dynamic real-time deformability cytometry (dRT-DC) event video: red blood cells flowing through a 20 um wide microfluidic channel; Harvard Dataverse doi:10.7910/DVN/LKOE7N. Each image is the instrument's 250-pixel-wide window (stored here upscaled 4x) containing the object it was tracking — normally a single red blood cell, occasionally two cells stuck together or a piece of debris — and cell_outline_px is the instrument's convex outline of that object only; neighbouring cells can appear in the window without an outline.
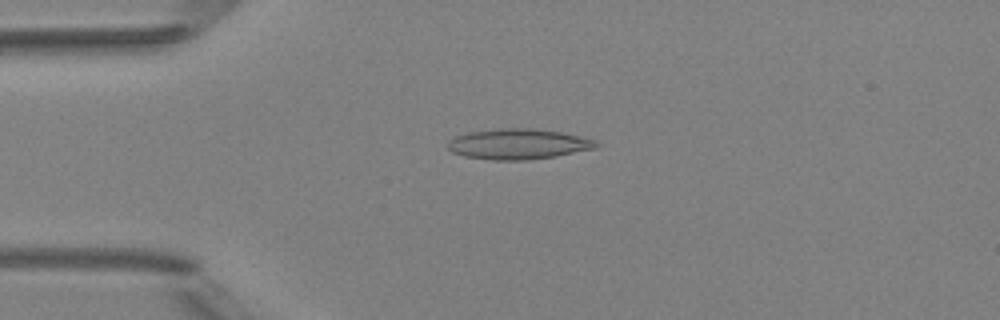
{"species": "Egyptian fruit bat (a non-hibernating species)", "species_latin": "Rousettus aegyptiacus", "temperature_condition": "room temperature", "stored_images_in_passage": 40, "camera_frame_rate_fps": 3000, "um_per_image_px": 0.085, "animal": {"sex": "female"}, "frame": {"image": 1, "passage_image": 3, "time_ms": 0.667, "image_size_px": [1000, 320], "cell_outline_px": [[600, 144], [596, 148], [556, 156], [528, 160], [492, 160], [464, 156], [452, 152], [448, 148], [448, 144], [456, 136], [468, 132], [496, 128], [532, 128], [560, 132], [580, 136], [596, 140]], "centroid_in_image_um": [44.07, 12.24], "position_along_channel_um": 40.9, "area_um2": 26.36}}
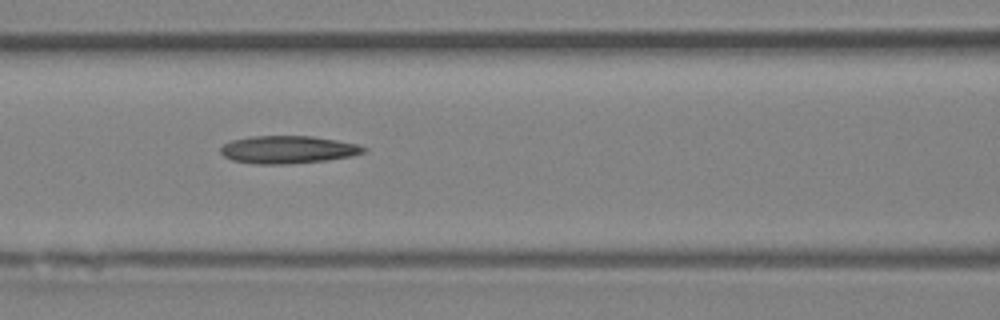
{"frame": {"image": 2, "passage_image": 12, "time_ms": 3.667, "image_size_px": [1000, 320], "cell_outline_px": [[368, 148], [364, 152], [352, 156], [328, 160], [288, 164], [256, 164], [232, 160], [224, 156], [220, 152], [220, 148], [224, 144], [232, 140], [252, 136], [312, 136], [336, 140], [356, 144]], "centroid_in_image_um": [24.47, 12.72], "position_along_channel_um": 142.1, "area_um2": 23.06}}
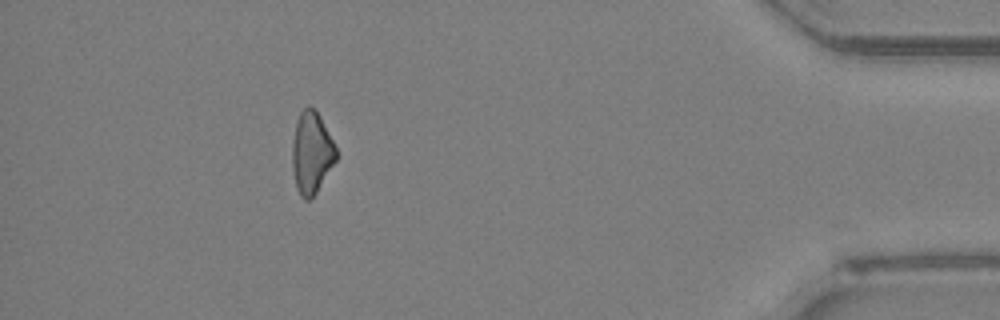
{"frame": {"image": 3, "passage_image": 35, "time_ms": 11.333, "image_size_px": [1000, 320], "cell_outline_px": [[336, 160], [316, 192], [308, 200], [304, 200], [300, 196], [296, 188], [292, 168], [292, 140], [296, 124], [300, 112], [308, 104], [320, 116], [336, 148]], "centroid_in_image_um": [26.45, 12.99], "position_along_channel_um": 408.7, "area_um2": 20.69}, "authors_computed_cell_mechanics": {"area_um2": 22.4553, "velocity_mm_per_s": 4.1991, "shape_relaxation_time_tau1_ms": 6.5711, "shape_relaxation_time_tau2_ms": null, "deformation_change_tau1": 0.1572, "deformation_change_tau2": null}}